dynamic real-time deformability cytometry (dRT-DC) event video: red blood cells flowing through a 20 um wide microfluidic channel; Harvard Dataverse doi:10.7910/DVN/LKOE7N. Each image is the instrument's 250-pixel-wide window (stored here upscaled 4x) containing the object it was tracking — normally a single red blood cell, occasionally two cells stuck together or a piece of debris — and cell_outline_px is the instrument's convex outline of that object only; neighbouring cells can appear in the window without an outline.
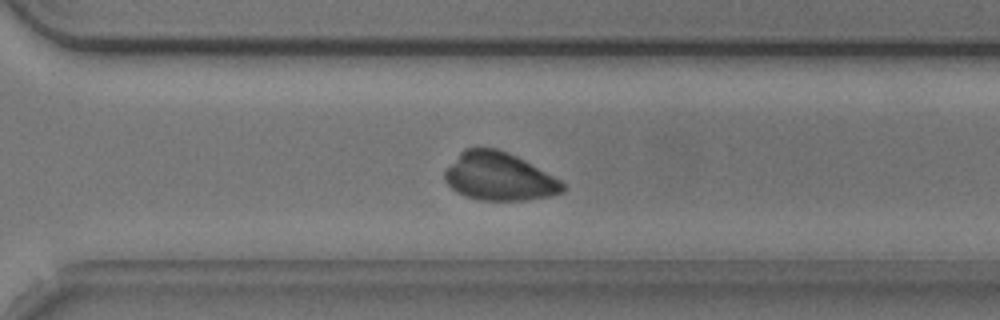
{"species": "common noctule bat (a hibernating species)", "species_latin": "Nyctalus noctula", "temperature_condition": "cold", "stored_images_in_passage": 45, "camera_frame_rate_fps": 3000, "um_per_image_px": 0.085, "animal": {"sex": "male", "body_mass_g": 20.5, "forearm_length_mm": 52.5}, "frame": {"image": 1, "passage_image": 29, "time_ms": 9.333, "image_size_px": [1000, 320], "cell_outline_px": [[564, 192], [552, 196], [528, 200], [480, 200], [464, 196], [456, 192], [444, 180], [444, 172], [460, 152], [464, 148], [496, 148], [508, 152], [524, 160], [560, 180], [564, 184]], "centroid_in_image_um": [42.41, 15.02], "position_along_channel_um": 328.2, "area_um2": 32.95}}
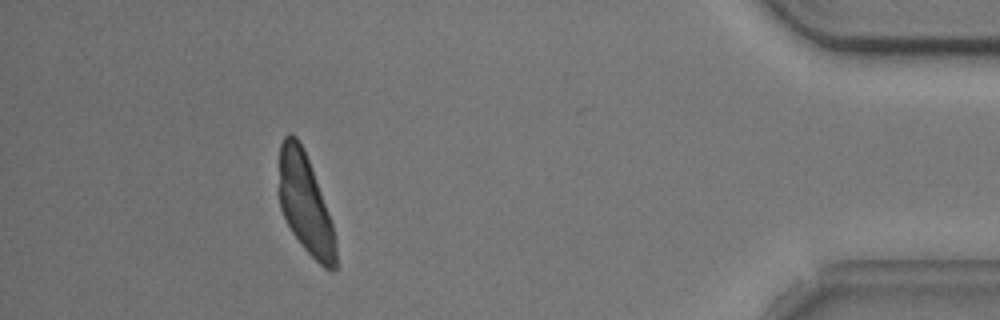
{"frame": {"image": 2, "passage_image": 40, "time_ms": 13.0, "image_size_px": [1000, 320], "cell_outline_px": [[336, 268], [332, 272], [324, 268], [304, 248], [292, 232], [280, 208], [280, 144], [284, 136], [288, 132], [292, 132], [296, 136], [308, 160], [332, 224], [336, 244]], "centroid_in_image_um": [25.94, 17.35], "position_along_channel_um": 409.3, "area_um2": 32.08}}